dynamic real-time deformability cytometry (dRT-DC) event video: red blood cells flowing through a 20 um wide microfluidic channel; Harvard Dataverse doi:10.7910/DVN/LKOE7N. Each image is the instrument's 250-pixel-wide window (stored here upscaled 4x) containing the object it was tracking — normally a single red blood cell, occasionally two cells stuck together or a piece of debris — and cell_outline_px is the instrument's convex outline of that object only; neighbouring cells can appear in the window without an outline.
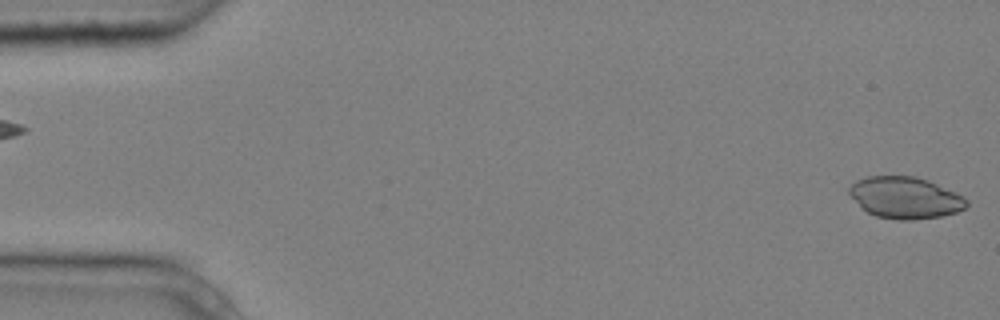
{"species": "common noctule bat (a hibernating species)", "species_latin": "Nyctalus noctula", "temperature_condition": "cold", "stored_images_in_passage": 3, "segment_of_instrument_passage": [2, 2], "camera_frame_rate_fps": 3000, "um_per_image_px": 0.085, "animal": {"sex": "male", "body_mass_g": 20.4}, "frame": {"image": 1, "passage_image": 3, "time_ms": 0.667, "image_size_px": [1000, 320], "cell_outline_px": [[968, 204], [964, 208], [956, 212], [940, 216], [912, 220], [900, 220], [876, 216], [868, 212], [848, 192], [848, 188], [856, 180], [868, 176], [916, 176], [928, 180], [956, 192], [964, 196], [968, 200]], "centroid_in_image_um": [76.97, 16.79], "position_along_channel_um": 8.0, "area_um2": 28.26}}